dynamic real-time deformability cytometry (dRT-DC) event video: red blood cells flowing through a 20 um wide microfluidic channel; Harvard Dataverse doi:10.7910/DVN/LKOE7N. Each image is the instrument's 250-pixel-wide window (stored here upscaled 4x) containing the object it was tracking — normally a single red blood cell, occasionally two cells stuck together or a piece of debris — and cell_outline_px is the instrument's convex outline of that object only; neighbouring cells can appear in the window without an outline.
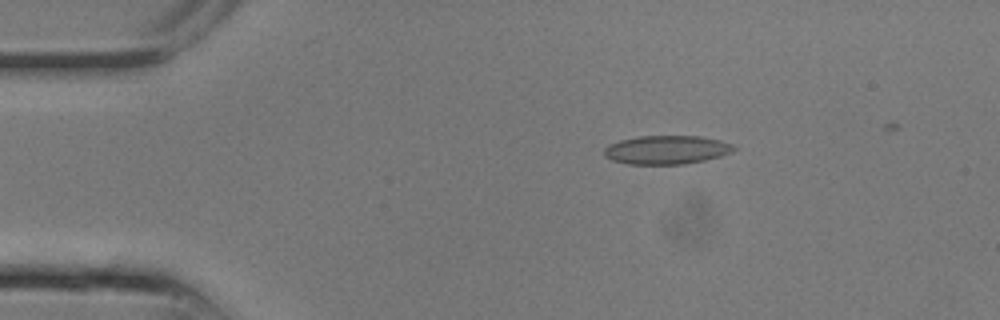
{"species": "common noctule bat (a hibernating species)", "species_latin": "Nyctalus noctula", "temperature_condition": "room temperature", "stored_images_in_passage": 14, "camera_frame_rate_fps": 3000, "um_per_image_px": 0.085, "animal": {"sex": "male", "body_mass_g": 13.3}, "frame": {"image": 1, "passage_image": 4, "time_ms": 1.0, "image_size_px": [1000, 320], "cell_outline_px": [[736, 148], [720, 156], [704, 160], [684, 164], [628, 164], [612, 160], [604, 156], [604, 148], [608, 144], [620, 140], [636, 136], [700, 136], [720, 140], [732, 144]], "centroid_in_image_um": [56.61, 12.73], "position_along_channel_um": 28.4, "area_um2": 21.62}}
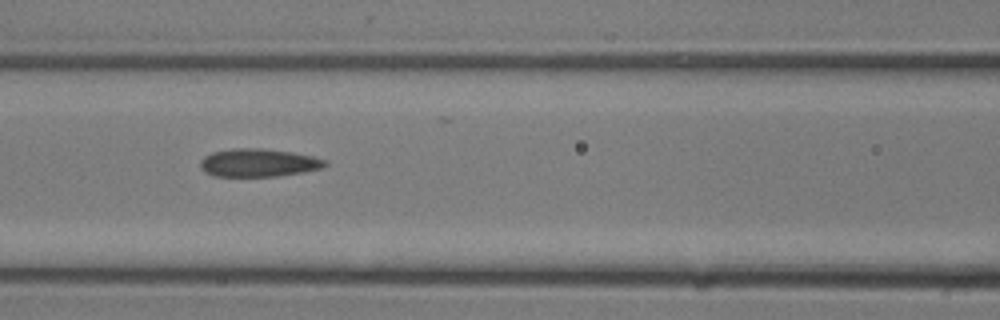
{"frame": {"image": 2, "passage_image": 10, "time_ms": 3.0, "image_size_px": [1000, 320], "cell_outline_px": [[328, 164], [324, 168], [304, 172], [276, 176], [212, 176], [204, 172], [200, 168], [200, 160], [204, 156], [212, 152], [232, 148], [260, 148], [292, 152], [312, 156], [324, 160]], "centroid_in_image_um": [21.94, 13.83], "position_along_channel_um": 144.7, "area_um2": 20.52}}
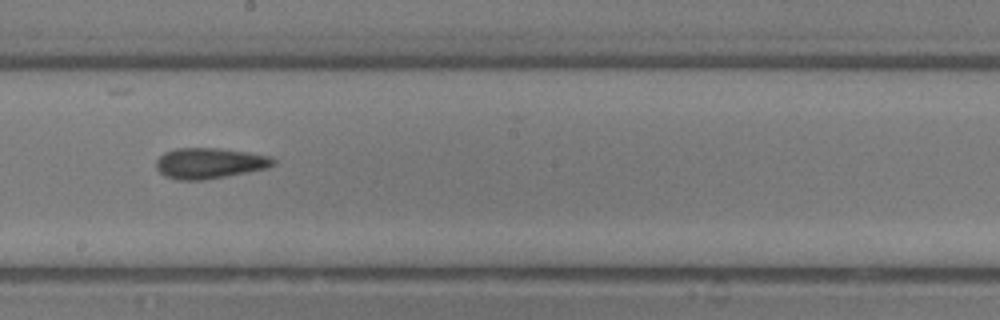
{"frame": {"image": 3, "passage_image": 13, "time_ms": 4.0, "image_size_px": [1000, 320], "cell_outline_px": [[276, 164], [268, 168], [204, 180], [176, 180], [164, 176], [156, 168], [156, 160], [164, 152], [176, 148], [216, 148], [248, 152], [272, 156], [276, 160]], "centroid_in_image_um": [17.81, 13.87], "position_along_channel_um": 230.4, "area_um2": 21.1}}